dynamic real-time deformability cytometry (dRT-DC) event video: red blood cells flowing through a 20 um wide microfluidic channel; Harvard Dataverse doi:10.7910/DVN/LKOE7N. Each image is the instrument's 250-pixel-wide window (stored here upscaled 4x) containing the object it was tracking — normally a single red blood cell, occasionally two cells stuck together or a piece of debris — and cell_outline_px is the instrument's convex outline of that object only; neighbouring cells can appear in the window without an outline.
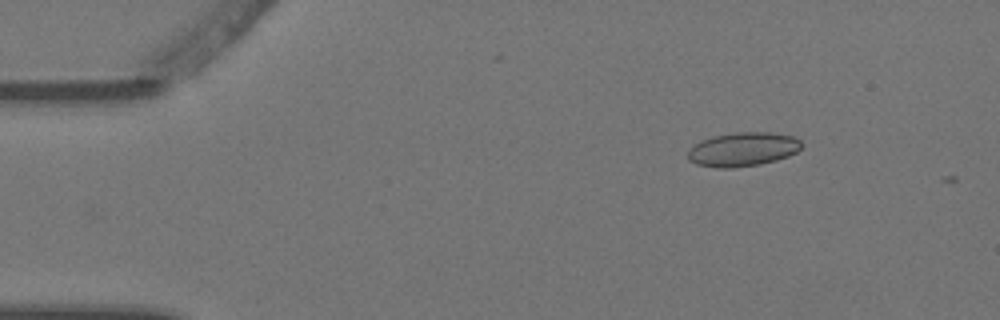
{"species": "Egyptian fruit bat (a non-hibernating species)", "species_latin": "Rousettus aegyptiacus", "temperature_condition": "warm", "stored_images_in_passage": 4, "camera_frame_rate_fps": 3000, "um_per_image_px": 0.085, "animal": {"sex": "female"}, "frame": {"image": 1, "passage_image": 4, "time_ms": 1.0, "image_size_px": [1000, 320], "cell_outline_px": [[804, 144], [796, 152], [788, 156], [776, 160], [760, 164], [732, 168], [716, 168], [696, 164], [688, 160], [688, 148], [692, 144], [700, 140], [712, 136], [736, 132], [772, 132], [796, 136]], "centroid_in_image_um": [63.13, 12.68], "position_along_channel_um": 21.9, "area_um2": 22.95}}